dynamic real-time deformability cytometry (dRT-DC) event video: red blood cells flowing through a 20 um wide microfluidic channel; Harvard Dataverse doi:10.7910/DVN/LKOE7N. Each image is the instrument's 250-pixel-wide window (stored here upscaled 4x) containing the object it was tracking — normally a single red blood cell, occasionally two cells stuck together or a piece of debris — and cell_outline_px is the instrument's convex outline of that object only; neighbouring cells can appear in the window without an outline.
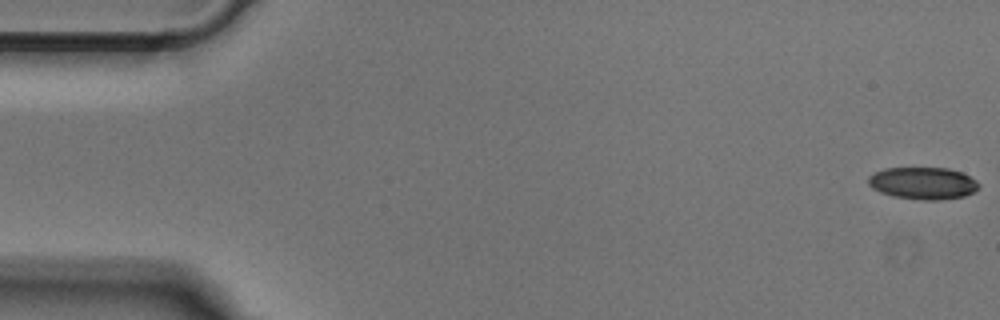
{"species": "Egyptian fruit bat (a non-hibernating species)", "species_latin": "Rousettus aegyptiacus", "temperature_condition": "cold", "stored_images_in_passage": 51, "camera_frame_rate_fps": 3000, "um_per_image_px": 0.085, "animal": {"sex": "male"}, "frame": {"image": 1, "passage_image": 1, "time_ms": 0.0, "image_size_px": [1000, 320], "cell_outline_px": [[980, 184], [972, 192], [964, 196], [940, 200], [924, 200], [892, 196], [880, 192], [872, 188], [868, 184], [868, 176], [884, 168], [948, 168], [960, 172], [976, 180]], "centroid_in_image_um": [78.42, 15.57], "position_along_channel_um": 6.6, "area_um2": 20.58}}
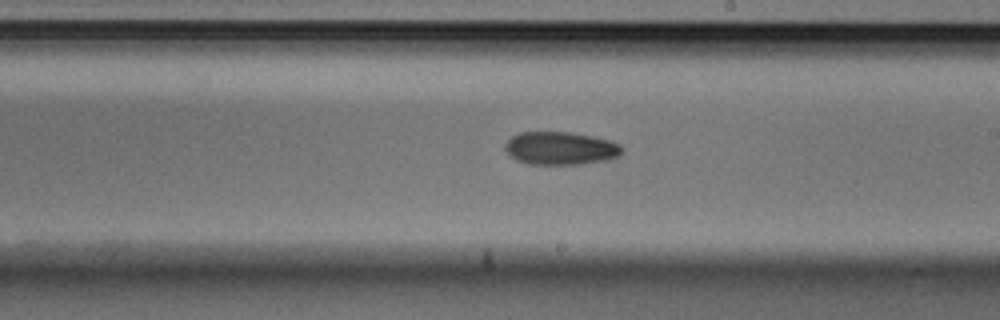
{"frame": {"image": 2, "passage_image": 29, "time_ms": 9.333, "image_size_px": [1000, 320], "cell_outline_px": [[624, 152], [620, 156], [612, 160], [580, 164], [528, 164], [516, 160], [504, 148], [504, 144], [512, 136], [520, 132], [572, 132], [612, 140], [620, 144]], "centroid_in_image_um": [47.71, 12.6], "position_along_channel_um": 241.3, "area_um2": 22.83}}
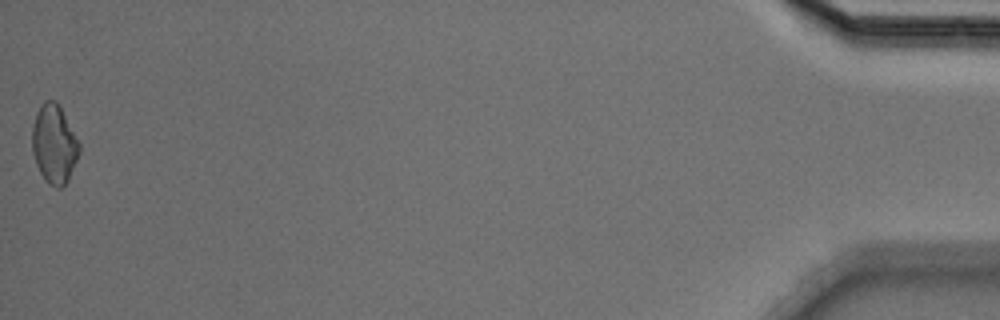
{"frame": {"image": 3, "passage_image": 51, "time_ms": 16.667, "image_size_px": [1000, 320], "cell_outline_px": [[80, 152], [68, 180], [60, 188], [56, 188], [48, 184], [44, 180], [36, 164], [32, 152], [32, 124], [36, 112], [44, 100], [56, 100], [80, 144]], "centroid_in_image_um": [4.58, 12.26], "position_along_channel_um": 430.6, "area_um2": 21.62}}